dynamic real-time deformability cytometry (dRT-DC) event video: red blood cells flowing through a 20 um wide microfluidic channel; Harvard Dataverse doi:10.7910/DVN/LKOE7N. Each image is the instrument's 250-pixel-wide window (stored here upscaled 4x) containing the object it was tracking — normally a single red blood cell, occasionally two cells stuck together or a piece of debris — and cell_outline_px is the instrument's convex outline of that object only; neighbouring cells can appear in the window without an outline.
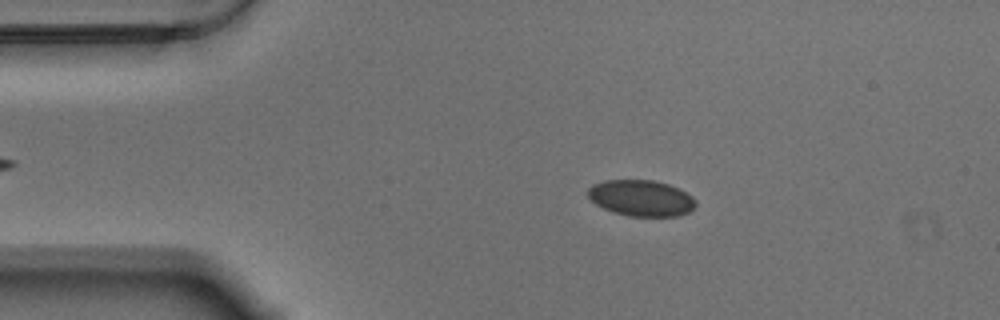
{"species": "Egyptian fruit bat (a non-hibernating species)", "species_latin": "Rousettus aegyptiacus", "temperature_condition": "warm", "stored_images_in_passage": 49, "camera_frame_rate_fps": 3000, "um_per_image_px": 0.085, "animal": {"sex": "male"}, "frame": {"image": 1, "passage_image": 10, "time_ms": 3.0, "image_size_px": [1000, 320], "cell_outline_px": [[696, 204], [688, 212], [680, 216], [628, 216], [604, 208], [596, 204], [588, 196], [588, 188], [592, 184], [604, 180], [652, 180], [668, 184], [680, 188], [692, 196], [696, 200]], "centroid_in_image_um": [54.51, 16.82], "position_along_channel_um": 30.5, "area_um2": 22.66}}
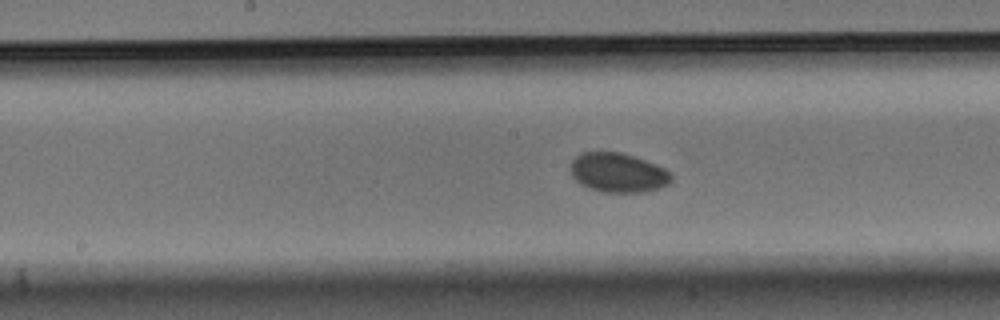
{"frame": {"image": 2, "passage_image": 28, "time_ms": 9.0, "image_size_px": [1000, 320], "cell_outline_px": [[672, 180], [668, 184], [644, 192], [604, 192], [580, 184], [572, 176], [568, 168], [572, 160], [580, 152], [620, 152], [636, 156], [656, 164], [672, 172]], "centroid_in_image_um": [52.52, 14.65], "position_along_channel_um": 195.7, "area_um2": 23.29}}
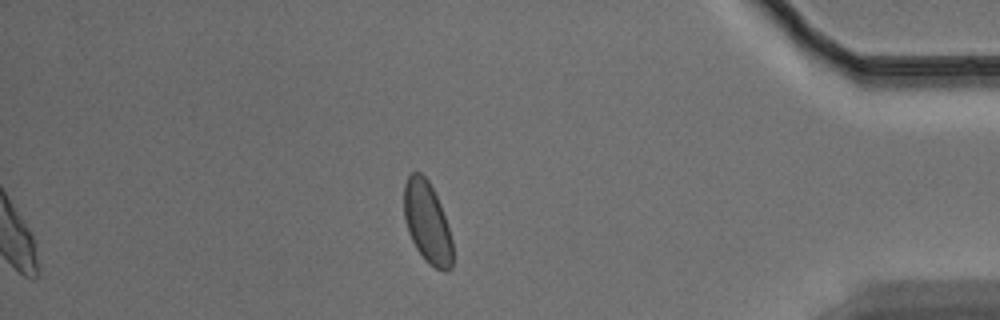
{"frame": {"image": 3, "passage_image": 49, "time_ms": 16.0, "image_size_px": [1000, 320], "cell_outline_px": [[452, 268], [444, 272], [428, 264], [424, 260], [416, 248], [408, 232], [404, 216], [404, 184], [408, 176], [412, 172], [420, 172], [428, 180], [440, 204], [452, 240]], "centroid_in_image_um": [36.3, 18.92], "position_along_channel_um": 398.9, "area_um2": 22.95}, "authors_computed_cell_mechanics": {"area_um2": 22.8888, "velocity_mm_per_s": 3.4623, "shape_relaxation_time_tau1_ms": 2.7365, "shape_relaxation_time_tau2_ms": null, "deformation_change_tau1": 0.0375, "deformation_change_tau2": null}}